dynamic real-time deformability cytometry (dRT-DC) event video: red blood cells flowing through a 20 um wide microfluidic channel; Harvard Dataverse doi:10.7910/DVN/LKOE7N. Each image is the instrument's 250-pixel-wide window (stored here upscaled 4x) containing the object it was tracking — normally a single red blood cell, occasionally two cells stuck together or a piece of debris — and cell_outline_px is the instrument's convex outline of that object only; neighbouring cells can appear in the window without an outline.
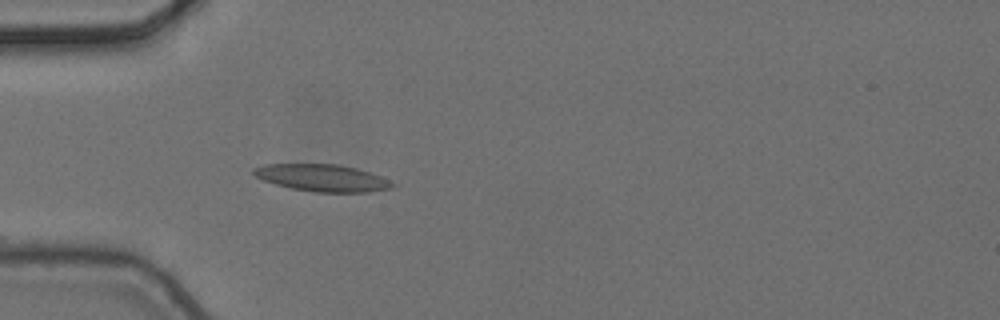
{"species": "common noctule bat (a hibernating species)", "species_latin": "Nyctalus noctula", "temperature_condition": "cold", "stored_images_in_passage": 4, "camera_frame_rate_fps": 3000, "um_per_image_px": 0.085, "animal": {"sex": "female", "body_mass_g": 24.6, "forearm_length_mm": 56.2}, "frame": {"image": 1, "passage_image": 4, "time_ms": 1.0, "image_size_px": [1000, 320], "cell_outline_px": [[396, 184], [392, 188], [368, 192], [316, 192], [292, 188], [276, 184], [264, 180], [256, 176], [252, 172], [252, 168], [264, 164], [336, 164], [356, 168], [380, 176]], "centroid_in_image_um": [27.38, 15.11], "position_along_channel_um": 57.6, "area_um2": 21.68}}